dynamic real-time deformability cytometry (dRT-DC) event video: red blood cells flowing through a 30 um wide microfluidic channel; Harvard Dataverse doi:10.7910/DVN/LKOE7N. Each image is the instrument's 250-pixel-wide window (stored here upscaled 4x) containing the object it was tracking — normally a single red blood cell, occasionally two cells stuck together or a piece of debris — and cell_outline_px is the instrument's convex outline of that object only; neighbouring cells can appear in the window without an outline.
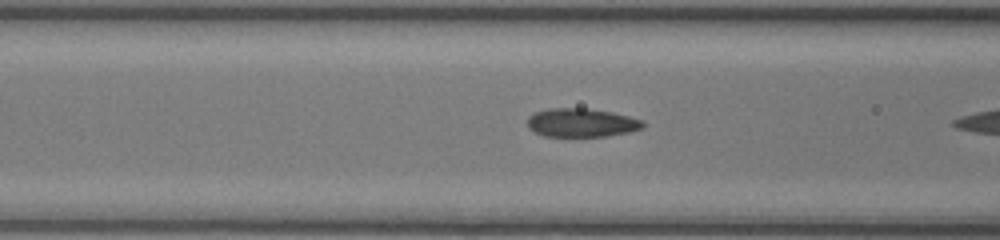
{"species": "common noctule bat (a hibernating species)", "species_latin": "Nyctalus noctula", "temperature_condition": "room temperature", "stored_images_in_passage": 10, "camera_frame_rate_fps": 3000, "um_per_image_px": 0.085, "animal": {"sex": "female", "body_mass_g": 17.0, "forearm_length_mm": 48.0}, "frame": {"image": 1, "passage_image": 5, "time_ms": 1.333, "image_size_px": [1000, 240], "cell_outline_px": [[644, 128], [628, 132], [604, 136], [544, 136], [528, 128], [528, 116], [536, 112], [548, 108], [584, 108], [612, 112], [644, 120]], "centroid_in_image_um": [49.43, 10.42], "position_along_channel_um": 117.2, "area_um2": 19.19}}
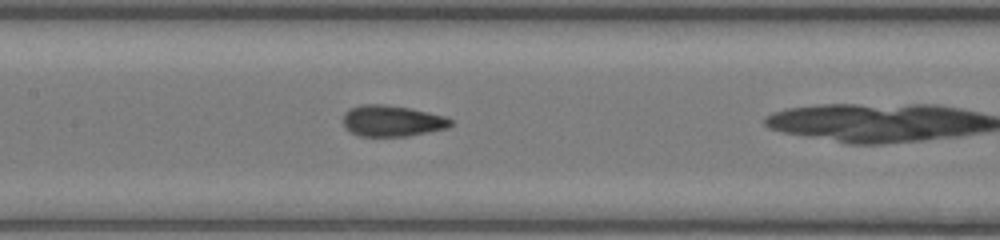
{"frame": {"image": 2, "passage_image": 9, "time_ms": 2.667, "image_size_px": [1000, 240], "cell_outline_px": [[452, 124], [448, 128], [408, 136], [360, 136], [348, 132], [344, 128], [344, 112], [348, 108], [360, 104], [384, 104], [412, 108], [444, 116], [452, 120]], "centroid_in_image_um": [33.29, 10.27], "position_along_channel_um": 174.1, "area_um2": 19.77}}